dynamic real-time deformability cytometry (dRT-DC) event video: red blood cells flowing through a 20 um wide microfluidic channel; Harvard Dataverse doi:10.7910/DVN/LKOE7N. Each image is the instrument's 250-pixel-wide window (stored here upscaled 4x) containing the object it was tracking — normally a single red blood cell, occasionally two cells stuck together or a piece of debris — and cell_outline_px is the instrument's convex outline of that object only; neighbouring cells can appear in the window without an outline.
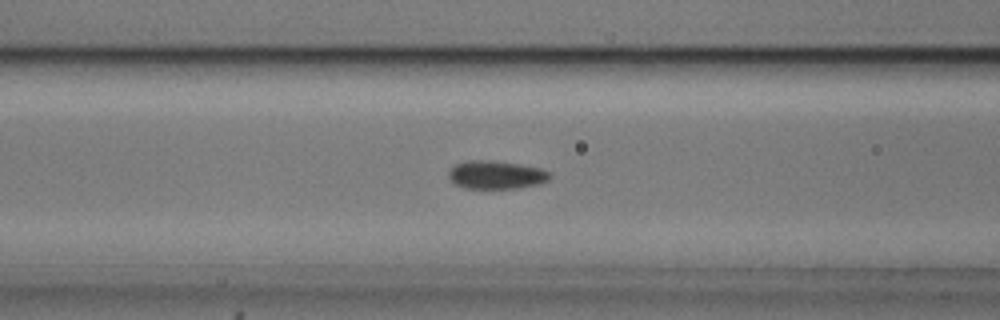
{"species": "common noctule bat (a hibernating species)", "species_latin": "Nyctalus noctula", "temperature_condition": "cold", "stored_images_in_passage": 48, "camera_frame_rate_fps": 3000, "um_per_image_px": 0.085, "animal": {"sex": "male", "body_mass_g": 20.5, "forearm_length_mm": 52.5}, "frame": {"image": 1, "passage_image": 16, "time_ms": 5.0, "image_size_px": [1000, 320], "cell_outline_px": [[552, 176], [548, 180], [540, 184], [520, 188], [464, 188], [452, 184], [448, 176], [448, 172], [456, 164], [468, 160], [492, 160], [520, 164], [540, 168], [552, 172]], "centroid_in_image_um": [42.19, 14.86], "position_along_channel_um": 124.4, "area_um2": 16.94}}
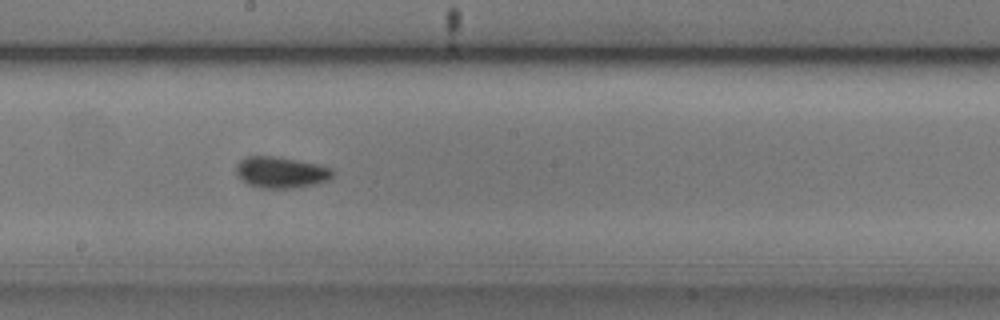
{"frame": {"image": 2, "passage_image": 24, "time_ms": 7.667, "image_size_px": [1000, 320], "cell_outline_px": [[332, 176], [328, 180], [316, 184], [296, 188], [260, 188], [248, 184], [236, 172], [236, 164], [240, 160], [248, 156], [272, 156], [320, 164], [332, 168]], "centroid_in_image_um": [23.9, 14.65], "position_along_channel_um": 224.3, "area_um2": 17.51}}
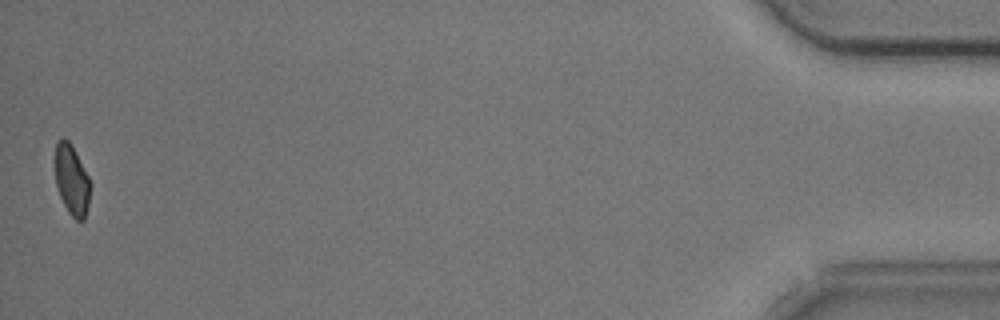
{"frame": {"image": 3, "passage_image": 48, "time_ms": 15.667, "image_size_px": [1000, 320], "cell_outline_px": [[88, 204], [84, 220], [76, 220], [68, 212], [60, 196], [56, 184], [56, 140], [68, 140], [72, 144], [88, 176]], "centroid_in_image_um": [6.08, 15.3], "position_along_channel_um": 429.1, "area_um2": 13.87}, "authors_computed_cell_mechanics": {"area_um2": 15.9528, "velocity_mm_per_s": 3.7439, "shape_relaxation_time_tau1_ms": 3.3004, "shape_relaxation_time_tau2_ms": 1.6241, "deformation_change_tau1": 0.0955, "deformation_change_tau2": 0.0592}}